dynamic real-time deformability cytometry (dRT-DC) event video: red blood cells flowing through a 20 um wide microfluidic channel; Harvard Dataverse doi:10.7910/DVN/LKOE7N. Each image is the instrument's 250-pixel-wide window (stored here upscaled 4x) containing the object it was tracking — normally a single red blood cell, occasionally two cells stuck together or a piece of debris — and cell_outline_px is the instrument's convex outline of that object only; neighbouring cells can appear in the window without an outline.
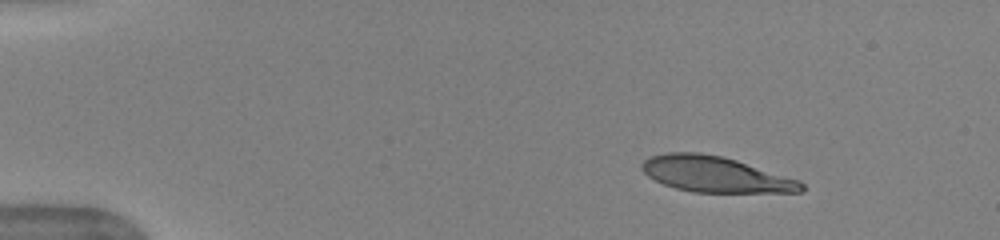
{"species": "human", "species_latin": "Homo sapiens", "temperature_condition": "warm", "stored_images_in_passage": 45, "camera_frame_rate_fps": 3000, "um_per_image_px": 0.085, "donor": {"sex": "female"}, "frame": {"image": 1, "passage_image": 1, "time_ms": 0.0, "image_size_px": [1000, 240], "cell_outline_px": [[804, 192], [692, 192], [676, 188], [664, 184], [648, 176], [640, 168], [640, 164], [644, 160], [652, 156], [668, 152], [700, 152], [720, 156], [736, 160], [800, 180], [804, 184]], "centroid_in_image_um": [60.8, 14.82], "position_along_channel_um": 24.2, "area_um2": 33.06}}
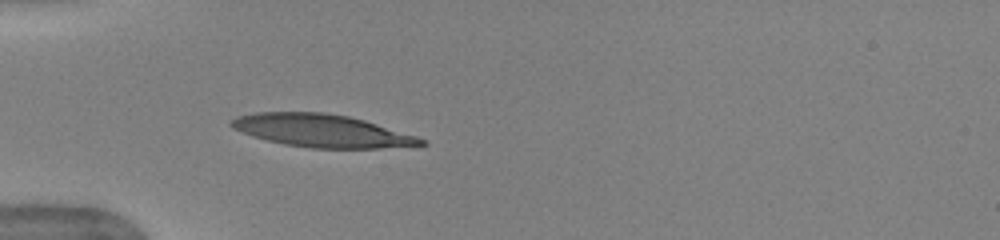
{"frame": {"image": 2, "passage_image": 10, "time_ms": 3.0, "image_size_px": [1000, 240], "cell_outline_px": [[428, 144], [376, 148], [312, 148], [284, 144], [252, 136], [232, 128], [228, 124], [228, 120], [236, 116], [256, 112], [324, 112], [348, 116], [364, 120], [416, 136], [424, 140]], "centroid_in_image_um": [27.27, 11.1], "position_along_channel_um": 57.7, "area_um2": 36.01}}
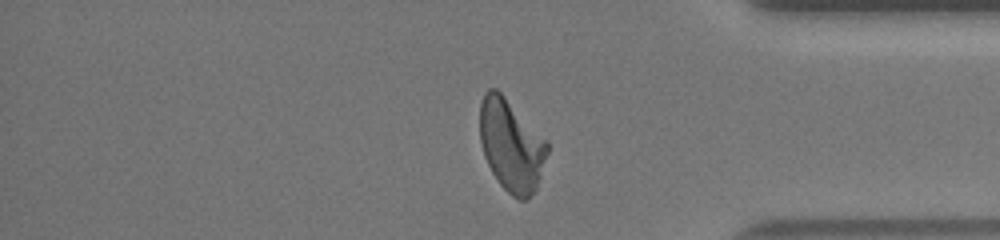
{"frame": {"image": 3, "passage_image": 37, "time_ms": 12.0, "image_size_px": [1000, 240], "cell_outline_px": [[548, 152], [536, 188], [528, 200], [520, 200], [512, 196], [500, 184], [492, 172], [484, 156], [480, 140], [480, 104], [484, 92], [488, 88], [496, 88], [504, 96], [548, 144]], "centroid_in_image_um": [43.42, 12.37], "position_along_channel_um": 391.8, "area_um2": 35.49}, "authors_computed_cell_mechanics": {"area_um2": 35.7204, "velocity_mm_per_s": 3.957, "shape_relaxation_time_tau1_ms": 4.5286, "shape_relaxation_time_tau2_ms": 0.9625, "deformation_change_tau1": 0.2389, "deformation_change_tau2": 0.0906}}